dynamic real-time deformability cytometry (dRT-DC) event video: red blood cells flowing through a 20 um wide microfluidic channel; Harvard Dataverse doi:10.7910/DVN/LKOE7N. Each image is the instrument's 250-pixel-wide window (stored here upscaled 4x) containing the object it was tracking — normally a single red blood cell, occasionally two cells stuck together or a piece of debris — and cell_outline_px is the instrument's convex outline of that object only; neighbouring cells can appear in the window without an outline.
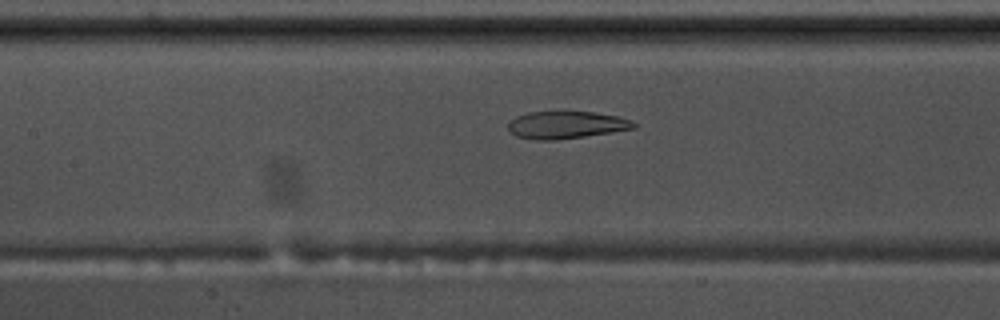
{"species": "common noctule bat (a hibernating species)", "species_latin": "Nyctalus noctula", "temperature_condition": "warm", "stored_images_in_passage": 57, "camera_frame_rate_fps": 3000, "um_per_image_px": 0.085, "animal": {"sex": "male", "body_mass_g": 17.5, "forearm_length_mm": 52.3}, "frame": {"image": 1, "passage_image": 26, "time_ms": 8.333, "image_size_px": [1000, 320], "cell_outline_px": [[636, 128], [612, 132], [556, 140], [536, 140], [516, 136], [508, 128], [508, 120], [516, 116], [528, 112], [556, 108], [592, 112], [616, 116], [628, 120], [636, 124]], "centroid_in_image_um": [48.05, 10.57], "position_along_channel_um": 159.4, "area_um2": 20.75}}
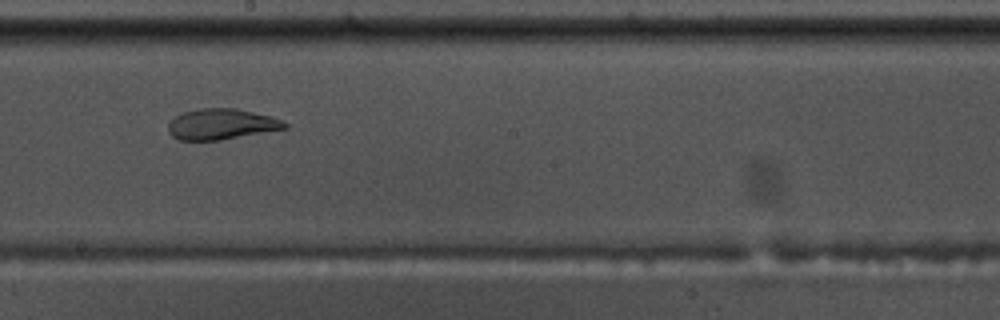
{"frame": {"image": 2, "passage_image": 32, "time_ms": 10.333, "image_size_px": [1000, 320], "cell_outline_px": [[288, 128], [220, 140], [180, 140], [172, 136], [168, 132], [168, 120], [184, 112], [200, 108], [236, 108], [268, 116], [280, 120], [288, 124]], "centroid_in_image_um": [18.77, 10.56], "position_along_channel_um": 229.4, "area_um2": 20.75}}
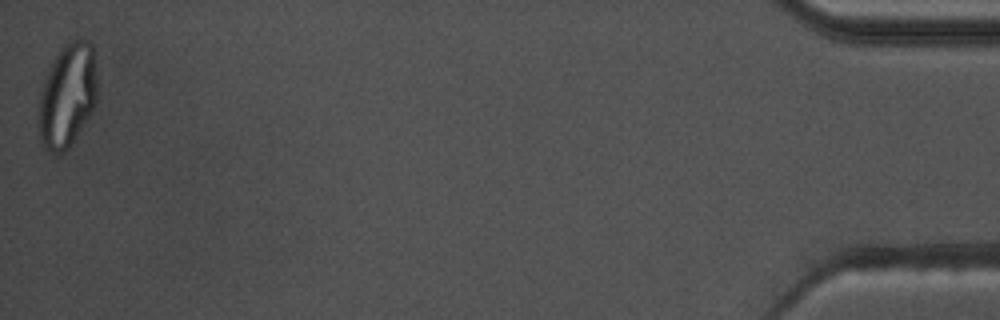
{"frame": {"image": 3, "passage_image": 57, "time_ms": 18.667, "image_size_px": [1000, 320], "cell_outline_px": [[96, 104], [92, 112], [72, 144], [64, 152], [52, 152], [44, 148], [40, 140], [36, 120], [36, 116], [40, 92], [44, 76], [60, 48], [64, 44], [72, 40], [88, 40], [92, 44], [96, 80]], "centroid_in_image_um": [5.68, 8.15], "position_along_channel_um": 429.5, "area_um2": 35.95}, "authors_computed_cell_mechanics": {"area_um2": 26.1834, "velocity_mm_per_s": 3.5314, "shape_relaxation_time_tau1_ms": null, "shape_relaxation_time_tau2_ms": 1.1836, "deformation_change_tau1": null, "deformation_change_tau2": 0.067}}